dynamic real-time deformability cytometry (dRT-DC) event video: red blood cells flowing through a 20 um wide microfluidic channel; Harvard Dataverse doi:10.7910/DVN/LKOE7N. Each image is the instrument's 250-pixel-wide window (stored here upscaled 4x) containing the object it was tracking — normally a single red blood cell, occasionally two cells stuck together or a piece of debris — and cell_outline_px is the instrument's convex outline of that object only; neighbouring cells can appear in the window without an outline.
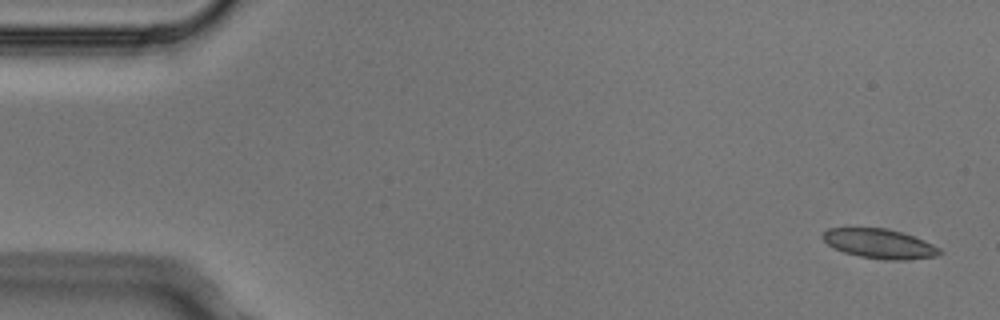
{"species": "Egyptian fruit bat (a non-hibernating species)", "species_latin": "Rousettus aegyptiacus", "temperature_condition": "cold", "stored_images_in_passage": 5, "segment_of_instrument_passage": [1, 2], "camera_frame_rate_fps": 3000, "um_per_image_px": 0.085, "animal": {"sex": "male"}, "frame": {"image": 1, "passage_image": 1, "time_ms": 0.0, "image_size_px": [1000, 320], "cell_outline_px": [[944, 252], [936, 256], [904, 260], [892, 260], [860, 256], [844, 252], [828, 244], [820, 236], [828, 228], [884, 228], [900, 232], [924, 240], [940, 248]], "centroid_in_image_um": [74.77, 20.71], "position_along_channel_um": 10.2, "area_um2": 19.83}}
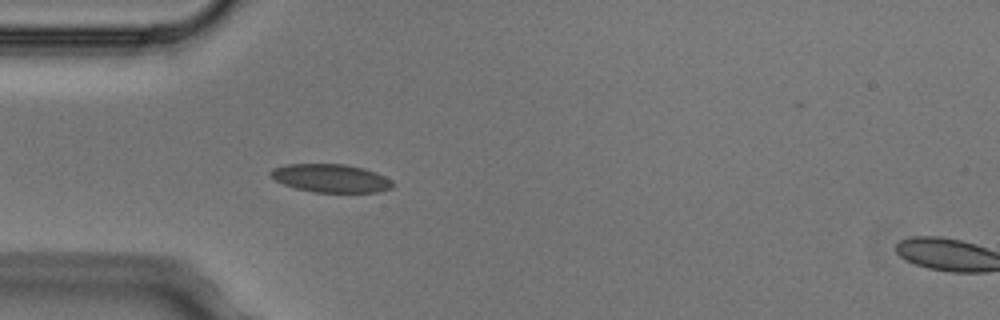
{"frame": {"image": 2, "passage_image": 4, "time_ms": 1.0, "image_size_px": [1000, 320], "cell_outline_px": [[396, 184], [392, 188], [380, 192], [316, 192], [296, 188], [284, 184], [276, 180], [268, 172], [272, 168], [284, 164], [344, 164], [364, 168], [376, 172], [392, 180]], "centroid_in_image_um": [28.15, 15.14], "position_along_channel_um": 56.8, "area_um2": 20.17}}